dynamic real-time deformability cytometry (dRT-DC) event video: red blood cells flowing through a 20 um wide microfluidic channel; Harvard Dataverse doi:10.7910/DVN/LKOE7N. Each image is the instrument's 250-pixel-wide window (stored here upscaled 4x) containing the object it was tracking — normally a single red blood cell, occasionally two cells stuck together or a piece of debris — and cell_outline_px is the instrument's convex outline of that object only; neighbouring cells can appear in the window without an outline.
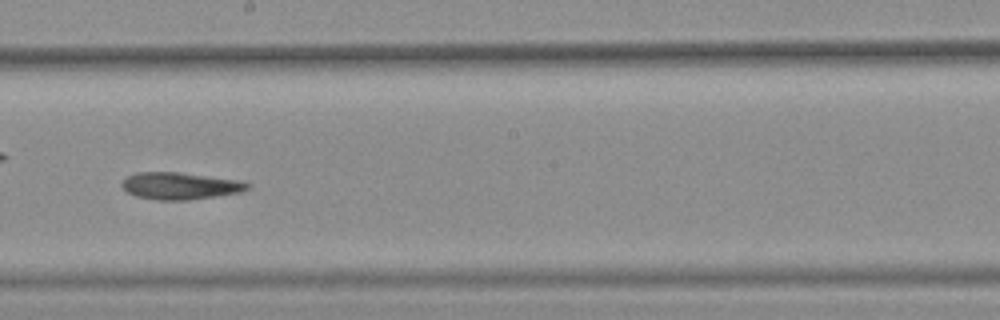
{"species": "common noctule bat (a hibernating species)", "species_latin": "Nyctalus noctula", "temperature_condition": "warm", "stored_images_in_passage": 29, "camera_frame_rate_fps": 3000, "um_per_image_px": 0.085, "animal": {"sex": "female", "body_mass_g": 25.1}, "frame": {"image": 1, "passage_image": 17, "time_ms": 5.333, "image_size_px": [1000, 320], "cell_outline_px": [[252, 184], [248, 188], [240, 192], [216, 196], [188, 200], [156, 200], [136, 196], [128, 192], [120, 184], [128, 176], [136, 172], [180, 172], [240, 180]], "centroid_in_image_um": [15.32, 15.79], "position_along_channel_um": 232.9, "area_um2": 19.77}}